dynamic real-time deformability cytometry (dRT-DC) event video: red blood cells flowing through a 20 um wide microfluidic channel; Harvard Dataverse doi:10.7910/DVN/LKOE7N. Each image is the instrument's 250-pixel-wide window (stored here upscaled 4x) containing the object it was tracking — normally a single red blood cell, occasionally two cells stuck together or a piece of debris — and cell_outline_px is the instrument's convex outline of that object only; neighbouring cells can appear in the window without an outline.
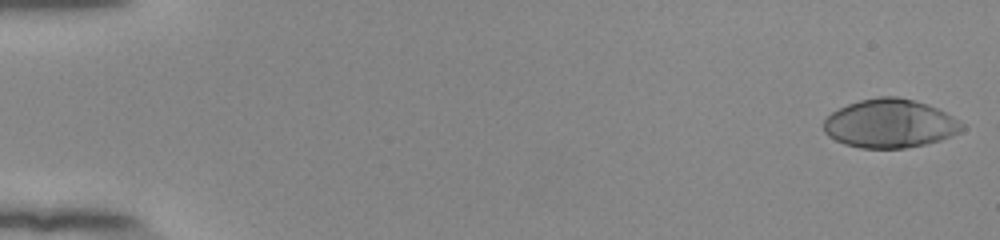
{"species": "human", "species_latin": "Homo sapiens", "temperature_condition": "room temperature", "stored_images_in_passage": 54, "camera_frame_rate_fps": 3000, "um_per_image_px": 0.085, "donor": {"sex": "female"}, "frame": {"image": 1, "passage_image": 1, "time_ms": 0.0, "image_size_px": [1000, 240], "cell_outline_px": [[964, 128], [960, 132], [952, 136], [940, 140], [924, 144], [904, 148], [860, 148], [844, 144], [828, 136], [824, 132], [824, 120], [832, 112], [848, 104], [860, 100], [880, 96], [896, 96], [928, 104], [952, 116], [964, 124]], "centroid_in_image_um": [75.64, 10.5], "position_along_channel_um": 9.4, "area_um2": 39.07}}
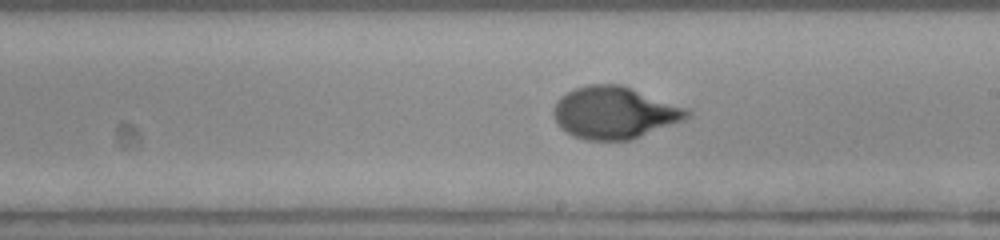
{"frame": {"image": 2, "passage_image": 32, "time_ms": 10.333, "image_size_px": [1000, 240], "cell_outline_px": [[692, 112], [688, 116], [680, 120], [632, 140], [588, 140], [576, 136], [560, 128], [552, 116], [552, 108], [556, 100], [560, 96], [576, 88], [588, 84], [620, 84], [688, 108]], "centroid_in_image_um": [52.17, 9.57], "position_along_channel_um": 236.8, "area_um2": 40.29}}
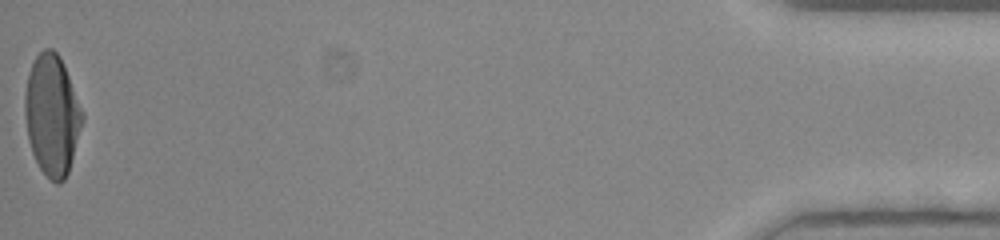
{"frame": {"image": 3, "passage_image": 54, "time_ms": 17.667, "image_size_px": [1000, 240], "cell_outline_px": [[84, 120], [68, 172], [64, 180], [60, 184], [56, 184], [40, 168], [32, 152], [28, 140], [24, 112], [24, 96], [28, 76], [32, 64], [36, 56], [44, 48], [52, 48], [60, 56], [64, 64], [84, 112]], "centroid_in_image_um": [4.43, 9.76], "position_along_channel_um": 430.8, "area_um2": 40.52}, "authors_computed_cell_mechanics": {"area_um2": 39.5352, "velocity_mm_per_s": 3.8601, "shape_relaxation_time_tau1_ms": 4.6193, "shape_relaxation_time_tau2_ms": null, "deformation_change_tau1": 0.2531, "deformation_change_tau2": null}}